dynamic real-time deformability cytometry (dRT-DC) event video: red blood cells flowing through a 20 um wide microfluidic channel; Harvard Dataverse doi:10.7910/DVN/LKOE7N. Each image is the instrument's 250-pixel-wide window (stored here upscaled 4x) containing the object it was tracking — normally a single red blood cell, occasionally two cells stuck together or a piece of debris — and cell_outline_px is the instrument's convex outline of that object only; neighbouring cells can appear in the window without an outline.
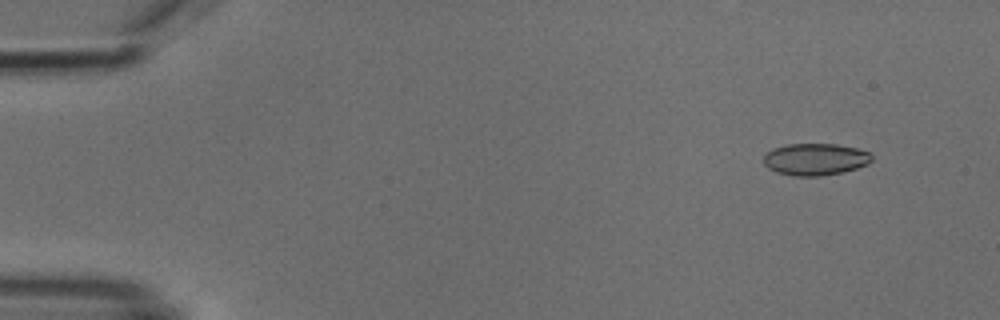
{"species": "common noctule bat (a hibernating species)", "species_latin": "Nyctalus noctula", "temperature_condition": "cold", "stored_images_in_passage": 5, "camera_frame_rate_fps": 3000, "um_per_image_px": 0.085, "animal": {"sex": "male", "body_mass_g": 18.8}, "frame": {"image": 1, "passage_image": 2, "time_ms": 1.0, "image_size_px": [1000, 320], "cell_outline_px": [[872, 160], [868, 164], [856, 168], [840, 172], [820, 176], [792, 176], [776, 172], [768, 168], [764, 164], [764, 156], [772, 148], [788, 144], [836, 144], [856, 148], [872, 152]], "centroid_in_image_um": [69.3, 13.54], "position_along_channel_um": 15.7, "area_um2": 20.17}}
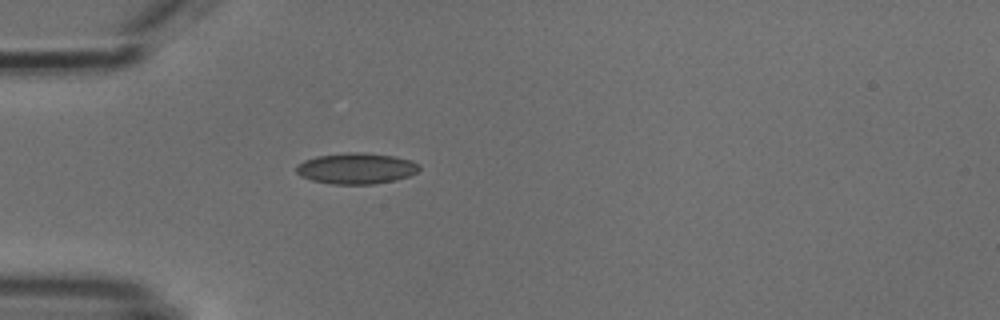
{"frame": {"image": 2, "passage_image": 5, "time_ms": 4.667, "image_size_px": [1000, 320], "cell_outline_px": [[420, 168], [416, 172], [408, 176], [396, 180], [372, 184], [332, 184], [312, 180], [300, 176], [296, 172], [296, 164], [304, 160], [316, 156], [344, 152], [360, 152], [392, 156], [412, 160], [420, 164]], "centroid_in_image_um": [30.26, 14.31], "position_along_channel_um": 54.7, "area_um2": 22.31}}